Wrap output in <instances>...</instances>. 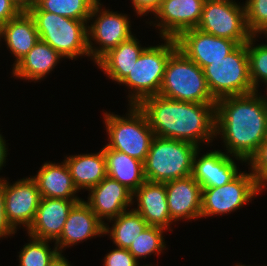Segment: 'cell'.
<instances>
[{
	"instance_id": "8d00e7d4",
	"label": "cell",
	"mask_w": 267,
	"mask_h": 266,
	"mask_svg": "<svg viewBox=\"0 0 267 266\" xmlns=\"http://www.w3.org/2000/svg\"><path fill=\"white\" fill-rule=\"evenodd\" d=\"M133 10L139 16H144L147 13L154 14L159 8L162 0H131Z\"/></svg>"
},
{
	"instance_id": "d6a6232c",
	"label": "cell",
	"mask_w": 267,
	"mask_h": 266,
	"mask_svg": "<svg viewBox=\"0 0 267 266\" xmlns=\"http://www.w3.org/2000/svg\"><path fill=\"white\" fill-rule=\"evenodd\" d=\"M246 164L250 166L248 168L258 186L264 191L267 188V137L260 143L257 151Z\"/></svg>"
},
{
	"instance_id": "7c38bea8",
	"label": "cell",
	"mask_w": 267,
	"mask_h": 266,
	"mask_svg": "<svg viewBox=\"0 0 267 266\" xmlns=\"http://www.w3.org/2000/svg\"><path fill=\"white\" fill-rule=\"evenodd\" d=\"M3 190L7 221L16 232L18 226L26 227L27 231L41 200L36 181L30 176L10 184L4 177Z\"/></svg>"
},
{
	"instance_id": "7a4b0ae2",
	"label": "cell",
	"mask_w": 267,
	"mask_h": 266,
	"mask_svg": "<svg viewBox=\"0 0 267 266\" xmlns=\"http://www.w3.org/2000/svg\"><path fill=\"white\" fill-rule=\"evenodd\" d=\"M215 104L176 101L152 95L138 107L147 117L155 136L186 141L200 147L215 135Z\"/></svg>"
},
{
	"instance_id": "836d02e7",
	"label": "cell",
	"mask_w": 267,
	"mask_h": 266,
	"mask_svg": "<svg viewBox=\"0 0 267 266\" xmlns=\"http://www.w3.org/2000/svg\"><path fill=\"white\" fill-rule=\"evenodd\" d=\"M103 266H140L128 249L116 247L104 257Z\"/></svg>"
},
{
	"instance_id": "1f68e13d",
	"label": "cell",
	"mask_w": 267,
	"mask_h": 266,
	"mask_svg": "<svg viewBox=\"0 0 267 266\" xmlns=\"http://www.w3.org/2000/svg\"><path fill=\"white\" fill-rule=\"evenodd\" d=\"M246 26L252 36L267 28V0L245 1Z\"/></svg>"
},
{
	"instance_id": "5bb4252c",
	"label": "cell",
	"mask_w": 267,
	"mask_h": 266,
	"mask_svg": "<svg viewBox=\"0 0 267 266\" xmlns=\"http://www.w3.org/2000/svg\"><path fill=\"white\" fill-rule=\"evenodd\" d=\"M176 42L178 49L202 69L226 57L239 45L234 40L216 37L197 28L183 31Z\"/></svg>"
},
{
	"instance_id": "f546056e",
	"label": "cell",
	"mask_w": 267,
	"mask_h": 266,
	"mask_svg": "<svg viewBox=\"0 0 267 266\" xmlns=\"http://www.w3.org/2000/svg\"><path fill=\"white\" fill-rule=\"evenodd\" d=\"M30 242L23 245L19 253L18 266H49L52 259L59 253L54 242V248H50L51 241L37 239L29 236ZM52 249V250H51Z\"/></svg>"
},
{
	"instance_id": "d4e9b609",
	"label": "cell",
	"mask_w": 267,
	"mask_h": 266,
	"mask_svg": "<svg viewBox=\"0 0 267 266\" xmlns=\"http://www.w3.org/2000/svg\"><path fill=\"white\" fill-rule=\"evenodd\" d=\"M64 160L78 191H89L107 176L103 148L98 153L70 155Z\"/></svg>"
},
{
	"instance_id": "4316f807",
	"label": "cell",
	"mask_w": 267,
	"mask_h": 266,
	"mask_svg": "<svg viewBox=\"0 0 267 266\" xmlns=\"http://www.w3.org/2000/svg\"><path fill=\"white\" fill-rule=\"evenodd\" d=\"M108 222L114 224L111 227L109 223L104 224V236L110 235L113 244L124 249H129L132 242L148 226L144 218L134 209L126 210Z\"/></svg>"
},
{
	"instance_id": "d6986e66",
	"label": "cell",
	"mask_w": 267,
	"mask_h": 266,
	"mask_svg": "<svg viewBox=\"0 0 267 266\" xmlns=\"http://www.w3.org/2000/svg\"><path fill=\"white\" fill-rule=\"evenodd\" d=\"M200 148L193 158L192 176L202 188L220 187L229 183L239 173L234 157L221 150H210L199 157ZM239 171V172H238Z\"/></svg>"
},
{
	"instance_id": "8992f818",
	"label": "cell",
	"mask_w": 267,
	"mask_h": 266,
	"mask_svg": "<svg viewBox=\"0 0 267 266\" xmlns=\"http://www.w3.org/2000/svg\"><path fill=\"white\" fill-rule=\"evenodd\" d=\"M158 95L190 103H216L208 89L203 69L178 48L166 63Z\"/></svg>"
},
{
	"instance_id": "30bf717a",
	"label": "cell",
	"mask_w": 267,
	"mask_h": 266,
	"mask_svg": "<svg viewBox=\"0 0 267 266\" xmlns=\"http://www.w3.org/2000/svg\"><path fill=\"white\" fill-rule=\"evenodd\" d=\"M196 28L238 44L247 43L252 36L246 26L245 5L235 0H205Z\"/></svg>"
},
{
	"instance_id": "9c48e42d",
	"label": "cell",
	"mask_w": 267,
	"mask_h": 266,
	"mask_svg": "<svg viewBox=\"0 0 267 266\" xmlns=\"http://www.w3.org/2000/svg\"><path fill=\"white\" fill-rule=\"evenodd\" d=\"M102 6L100 0L93 5L88 23H91L92 19L93 21L87 26L88 49L90 59L94 63L134 35L131 32V22L127 14L113 12L105 7L103 9Z\"/></svg>"
},
{
	"instance_id": "4dcf8cb0",
	"label": "cell",
	"mask_w": 267,
	"mask_h": 266,
	"mask_svg": "<svg viewBox=\"0 0 267 266\" xmlns=\"http://www.w3.org/2000/svg\"><path fill=\"white\" fill-rule=\"evenodd\" d=\"M256 37L251 36L247 42L249 59V76L253 88L258 91L260 81L267 85V44H255Z\"/></svg>"
},
{
	"instance_id": "d590c367",
	"label": "cell",
	"mask_w": 267,
	"mask_h": 266,
	"mask_svg": "<svg viewBox=\"0 0 267 266\" xmlns=\"http://www.w3.org/2000/svg\"><path fill=\"white\" fill-rule=\"evenodd\" d=\"M21 12L12 0H0V27L17 17Z\"/></svg>"
},
{
	"instance_id": "9a60e30c",
	"label": "cell",
	"mask_w": 267,
	"mask_h": 266,
	"mask_svg": "<svg viewBox=\"0 0 267 266\" xmlns=\"http://www.w3.org/2000/svg\"><path fill=\"white\" fill-rule=\"evenodd\" d=\"M133 193L118 181L106 176L98 185L89 190V205L96 216L105 224L133 205Z\"/></svg>"
},
{
	"instance_id": "5b68a950",
	"label": "cell",
	"mask_w": 267,
	"mask_h": 266,
	"mask_svg": "<svg viewBox=\"0 0 267 266\" xmlns=\"http://www.w3.org/2000/svg\"><path fill=\"white\" fill-rule=\"evenodd\" d=\"M33 18L39 39L64 59L88 56V20H76L47 11H27Z\"/></svg>"
},
{
	"instance_id": "83f0119b",
	"label": "cell",
	"mask_w": 267,
	"mask_h": 266,
	"mask_svg": "<svg viewBox=\"0 0 267 266\" xmlns=\"http://www.w3.org/2000/svg\"><path fill=\"white\" fill-rule=\"evenodd\" d=\"M98 0H39L28 11H47L63 17L88 20L93 5Z\"/></svg>"
},
{
	"instance_id": "f1b7e54d",
	"label": "cell",
	"mask_w": 267,
	"mask_h": 266,
	"mask_svg": "<svg viewBox=\"0 0 267 266\" xmlns=\"http://www.w3.org/2000/svg\"><path fill=\"white\" fill-rule=\"evenodd\" d=\"M165 228L148 225L132 242L128 251L138 259L146 258L152 254L160 255L166 249L163 233Z\"/></svg>"
},
{
	"instance_id": "44dd1931",
	"label": "cell",
	"mask_w": 267,
	"mask_h": 266,
	"mask_svg": "<svg viewBox=\"0 0 267 266\" xmlns=\"http://www.w3.org/2000/svg\"><path fill=\"white\" fill-rule=\"evenodd\" d=\"M31 177L36 181L41 197L82 200L76 196L80 191L73 182L65 160L60 164L45 162Z\"/></svg>"
},
{
	"instance_id": "ac0fdd59",
	"label": "cell",
	"mask_w": 267,
	"mask_h": 266,
	"mask_svg": "<svg viewBox=\"0 0 267 266\" xmlns=\"http://www.w3.org/2000/svg\"><path fill=\"white\" fill-rule=\"evenodd\" d=\"M102 235H104V223L82 199L72 207L55 245L59 252L63 253L65 247H73L77 243H83L84 240Z\"/></svg>"
},
{
	"instance_id": "e575fe53",
	"label": "cell",
	"mask_w": 267,
	"mask_h": 266,
	"mask_svg": "<svg viewBox=\"0 0 267 266\" xmlns=\"http://www.w3.org/2000/svg\"><path fill=\"white\" fill-rule=\"evenodd\" d=\"M15 233L16 231L11 227L6 218L3 178L1 179L0 177V240Z\"/></svg>"
},
{
	"instance_id": "484cf974",
	"label": "cell",
	"mask_w": 267,
	"mask_h": 266,
	"mask_svg": "<svg viewBox=\"0 0 267 266\" xmlns=\"http://www.w3.org/2000/svg\"><path fill=\"white\" fill-rule=\"evenodd\" d=\"M106 158V172L111 179L118 181L134 193L145 181L142 161L129 155L103 146Z\"/></svg>"
},
{
	"instance_id": "e0dca14e",
	"label": "cell",
	"mask_w": 267,
	"mask_h": 266,
	"mask_svg": "<svg viewBox=\"0 0 267 266\" xmlns=\"http://www.w3.org/2000/svg\"><path fill=\"white\" fill-rule=\"evenodd\" d=\"M79 201L41 197L35 218L27 230L28 236L56 242L72 207Z\"/></svg>"
},
{
	"instance_id": "52a82bcc",
	"label": "cell",
	"mask_w": 267,
	"mask_h": 266,
	"mask_svg": "<svg viewBox=\"0 0 267 266\" xmlns=\"http://www.w3.org/2000/svg\"><path fill=\"white\" fill-rule=\"evenodd\" d=\"M128 109L126 117L104 112V124L109 139L105 146L144 163L155 135L138 105H129Z\"/></svg>"
},
{
	"instance_id": "cb8c5ba5",
	"label": "cell",
	"mask_w": 267,
	"mask_h": 266,
	"mask_svg": "<svg viewBox=\"0 0 267 266\" xmlns=\"http://www.w3.org/2000/svg\"><path fill=\"white\" fill-rule=\"evenodd\" d=\"M140 41L132 36L108 51L95 64L109 79L118 84L127 76L143 50Z\"/></svg>"
},
{
	"instance_id": "277c9868",
	"label": "cell",
	"mask_w": 267,
	"mask_h": 266,
	"mask_svg": "<svg viewBox=\"0 0 267 266\" xmlns=\"http://www.w3.org/2000/svg\"><path fill=\"white\" fill-rule=\"evenodd\" d=\"M164 44L146 47L127 76L119 83L128 87V105H138L144 98L158 95L166 63L178 48L175 38H162Z\"/></svg>"
},
{
	"instance_id": "ba28073f",
	"label": "cell",
	"mask_w": 267,
	"mask_h": 266,
	"mask_svg": "<svg viewBox=\"0 0 267 266\" xmlns=\"http://www.w3.org/2000/svg\"><path fill=\"white\" fill-rule=\"evenodd\" d=\"M206 83L212 97H223L254 92L249 76L247 43L239 44L226 57L203 68Z\"/></svg>"
},
{
	"instance_id": "74e56055",
	"label": "cell",
	"mask_w": 267,
	"mask_h": 266,
	"mask_svg": "<svg viewBox=\"0 0 267 266\" xmlns=\"http://www.w3.org/2000/svg\"><path fill=\"white\" fill-rule=\"evenodd\" d=\"M6 141L2 134H0V170H2V167L6 163V157L8 155Z\"/></svg>"
},
{
	"instance_id": "ffe728a7",
	"label": "cell",
	"mask_w": 267,
	"mask_h": 266,
	"mask_svg": "<svg viewBox=\"0 0 267 266\" xmlns=\"http://www.w3.org/2000/svg\"><path fill=\"white\" fill-rule=\"evenodd\" d=\"M133 204L137 203L138 212L148 225L171 230L174 222L169 214L165 183L145 181L134 193ZM135 199V201H134Z\"/></svg>"
},
{
	"instance_id": "8fae6325",
	"label": "cell",
	"mask_w": 267,
	"mask_h": 266,
	"mask_svg": "<svg viewBox=\"0 0 267 266\" xmlns=\"http://www.w3.org/2000/svg\"><path fill=\"white\" fill-rule=\"evenodd\" d=\"M262 193L255 177L249 172L240 173L220 187L202 188L201 218L229 214L249 204Z\"/></svg>"
},
{
	"instance_id": "4fadbf2b",
	"label": "cell",
	"mask_w": 267,
	"mask_h": 266,
	"mask_svg": "<svg viewBox=\"0 0 267 266\" xmlns=\"http://www.w3.org/2000/svg\"><path fill=\"white\" fill-rule=\"evenodd\" d=\"M205 0H162L150 21L160 31L161 38H177L183 31L196 28ZM154 22V23H153ZM157 23V24H156Z\"/></svg>"
},
{
	"instance_id": "2e32d148",
	"label": "cell",
	"mask_w": 267,
	"mask_h": 266,
	"mask_svg": "<svg viewBox=\"0 0 267 266\" xmlns=\"http://www.w3.org/2000/svg\"><path fill=\"white\" fill-rule=\"evenodd\" d=\"M165 187L169 214L174 222L201 218L202 187L192 175L165 182Z\"/></svg>"
},
{
	"instance_id": "f35d334b",
	"label": "cell",
	"mask_w": 267,
	"mask_h": 266,
	"mask_svg": "<svg viewBox=\"0 0 267 266\" xmlns=\"http://www.w3.org/2000/svg\"><path fill=\"white\" fill-rule=\"evenodd\" d=\"M49 266H72L64 255L59 252L49 263Z\"/></svg>"
},
{
	"instance_id": "603a6c76",
	"label": "cell",
	"mask_w": 267,
	"mask_h": 266,
	"mask_svg": "<svg viewBox=\"0 0 267 266\" xmlns=\"http://www.w3.org/2000/svg\"><path fill=\"white\" fill-rule=\"evenodd\" d=\"M63 57L40 39L12 68V75L22 80L38 82L51 73Z\"/></svg>"
},
{
	"instance_id": "3957f363",
	"label": "cell",
	"mask_w": 267,
	"mask_h": 266,
	"mask_svg": "<svg viewBox=\"0 0 267 266\" xmlns=\"http://www.w3.org/2000/svg\"><path fill=\"white\" fill-rule=\"evenodd\" d=\"M198 148L186 141L154 136L143 163L145 179L165 183L192 175Z\"/></svg>"
},
{
	"instance_id": "ab89813d",
	"label": "cell",
	"mask_w": 267,
	"mask_h": 266,
	"mask_svg": "<svg viewBox=\"0 0 267 266\" xmlns=\"http://www.w3.org/2000/svg\"><path fill=\"white\" fill-rule=\"evenodd\" d=\"M21 11H28L36 5V0H12Z\"/></svg>"
},
{
	"instance_id": "60d3db41",
	"label": "cell",
	"mask_w": 267,
	"mask_h": 266,
	"mask_svg": "<svg viewBox=\"0 0 267 266\" xmlns=\"http://www.w3.org/2000/svg\"><path fill=\"white\" fill-rule=\"evenodd\" d=\"M262 34L266 35V37H267V28L260 33V35H262Z\"/></svg>"
},
{
	"instance_id": "7402d4cb",
	"label": "cell",
	"mask_w": 267,
	"mask_h": 266,
	"mask_svg": "<svg viewBox=\"0 0 267 266\" xmlns=\"http://www.w3.org/2000/svg\"><path fill=\"white\" fill-rule=\"evenodd\" d=\"M4 39L7 49L13 54V67L34 47L39 40L33 18L27 11L0 27V41Z\"/></svg>"
},
{
	"instance_id": "6da1fadb",
	"label": "cell",
	"mask_w": 267,
	"mask_h": 266,
	"mask_svg": "<svg viewBox=\"0 0 267 266\" xmlns=\"http://www.w3.org/2000/svg\"><path fill=\"white\" fill-rule=\"evenodd\" d=\"M259 91L227 96L215 104V135L225 152L246 163L267 137V103Z\"/></svg>"
},
{
	"instance_id": "b9f144b4",
	"label": "cell",
	"mask_w": 267,
	"mask_h": 266,
	"mask_svg": "<svg viewBox=\"0 0 267 266\" xmlns=\"http://www.w3.org/2000/svg\"><path fill=\"white\" fill-rule=\"evenodd\" d=\"M235 266H246L245 264H238L237 263V265H235ZM247 266H250V265H247ZM265 266V265H264Z\"/></svg>"
}]
</instances>
